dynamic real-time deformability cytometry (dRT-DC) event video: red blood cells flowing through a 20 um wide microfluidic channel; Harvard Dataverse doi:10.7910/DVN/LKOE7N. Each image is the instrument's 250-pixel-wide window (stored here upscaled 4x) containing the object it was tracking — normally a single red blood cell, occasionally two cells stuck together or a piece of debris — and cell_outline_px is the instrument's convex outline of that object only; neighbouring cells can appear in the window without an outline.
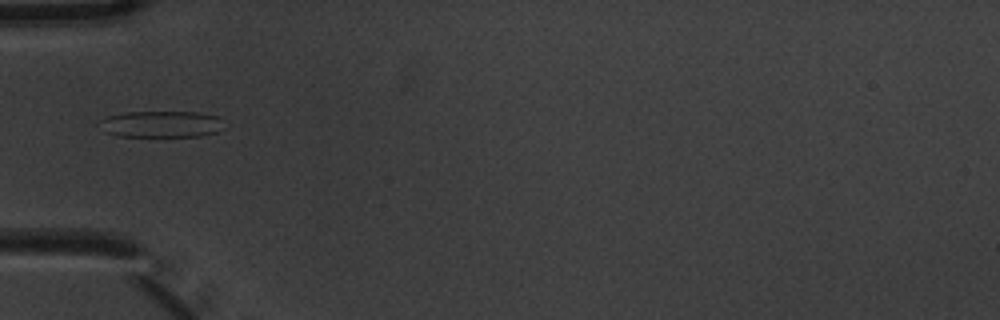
{"species": "common noctule bat (a hibernating species)", "species_latin": "Nyctalus noctula", "temperature_condition": "warm", "stored_images_in_passage": 9, "camera_frame_rate_fps": 3000, "um_per_image_px": 0.085, "animal": {"sex": "male", "body_mass_g": 20.1, "forearm_length_mm": 53.5}, "frame": {"image": 1, "passage_image": 6, "time_ms": 1.667, "image_size_px": [1000, 320], "cell_outline_px": [[228, 128], [216, 132], [200, 136], [120, 136], [108, 132], [96, 124], [100, 120], [108, 116], [124, 112], [196, 112], [216, 116], [228, 120]], "centroid_in_image_um": [13.83, 10.54], "position_along_channel_um": 71.2, "area_um2": 19.59}}
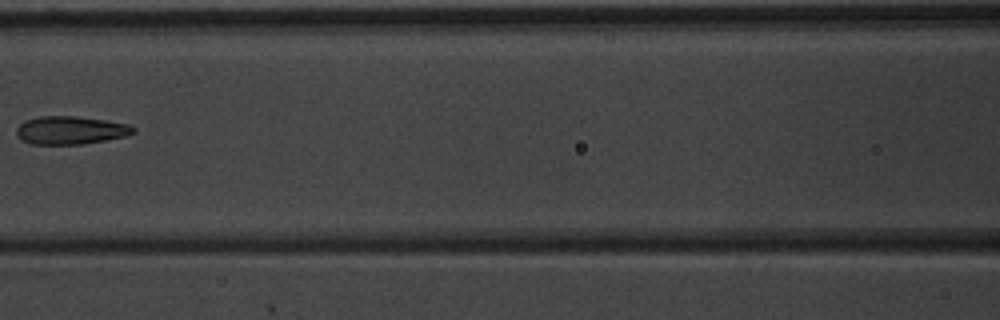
{"frame": {"image": 2, "passage_image": 8, "time_ms": 2.333, "image_size_px": [1000, 320], "cell_outline_px": [[136, 132], [128, 136], [80, 144], [32, 144], [16, 136], [16, 128], [24, 120], [40, 116], [76, 116], [104, 120], [128, 124], [136, 128]], "centroid_in_image_um": [6.0, 11.06], "position_along_channel_um": 160.6, "area_um2": 19.13}}
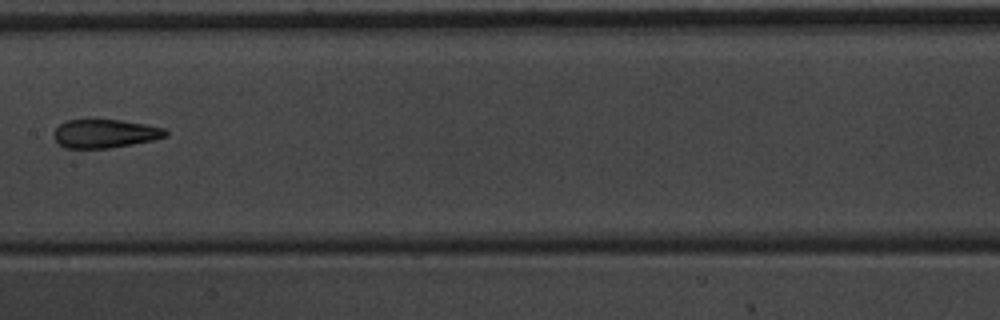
{"frame": {"image": 3, "passage_image": 9, "time_ms": 2.667, "image_size_px": [1000, 320], "cell_outline_px": [[168, 136], [152, 140], [132, 144], [108, 148], [64, 148], [56, 140], [56, 128], [60, 124], [68, 120], [120, 120], [144, 124], [164, 128], [168, 132]], "centroid_in_image_um": [8.96, 11.36], "position_along_channel_um": 198.4, "area_um2": 18.26}}